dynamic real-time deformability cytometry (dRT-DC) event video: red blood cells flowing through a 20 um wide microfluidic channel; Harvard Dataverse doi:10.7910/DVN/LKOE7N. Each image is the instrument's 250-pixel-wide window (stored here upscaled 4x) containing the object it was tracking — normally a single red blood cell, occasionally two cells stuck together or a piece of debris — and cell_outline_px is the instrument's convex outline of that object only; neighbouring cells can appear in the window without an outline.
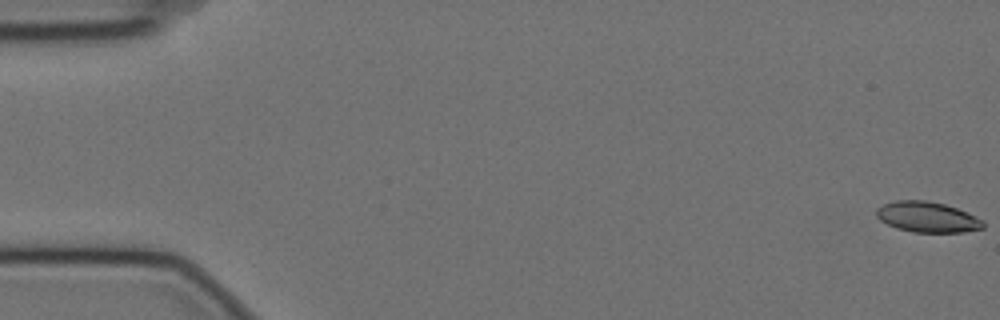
{"species": "Egyptian fruit bat (a non-hibernating species)", "species_latin": "Rousettus aegyptiacus", "temperature_condition": "cold", "stored_images_in_passage": 58, "camera_frame_rate_fps": 3000, "um_per_image_px": 0.085, "animal": {"sex": "female"}, "frame": {"image": 1, "passage_image": 1, "time_ms": 0.0, "image_size_px": [1000, 320], "cell_outline_px": [[984, 228], [964, 232], [912, 232], [896, 228], [880, 220], [876, 216], [876, 208], [884, 204], [896, 200], [924, 200], [944, 204], [956, 208], [976, 216], [984, 220]], "centroid_in_image_um": [78.82, 18.45], "position_along_channel_um": 6.2, "area_um2": 19.02}}
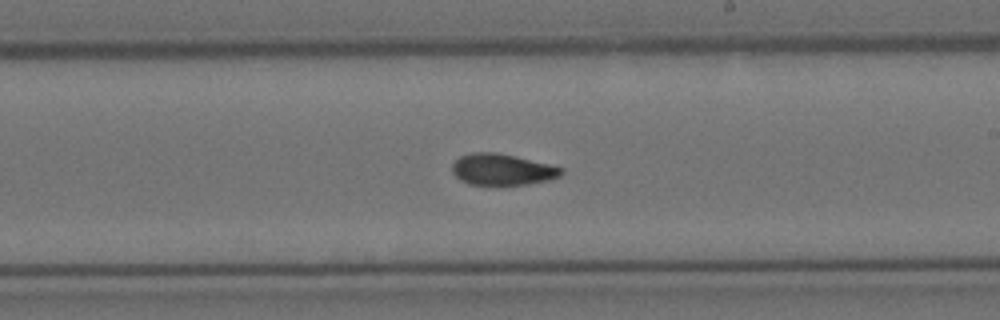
{"frame": {"image": 2, "passage_image": 34, "time_ms": 11.0, "image_size_px": [1000, 320], "cell_outline_px": [[564, 172], [560, 176], [548, 180], [528, 184], [468, 184], [460, 180], [452, 172], [452, 164], [460, 156], [472, 152], [496, 152], [516, 156], [552, 164], [564, 168]], "centroid_in_image_um": [42.71, 14.39], "position_along_channel_um": 246.3, "area_um2": 20.0}}
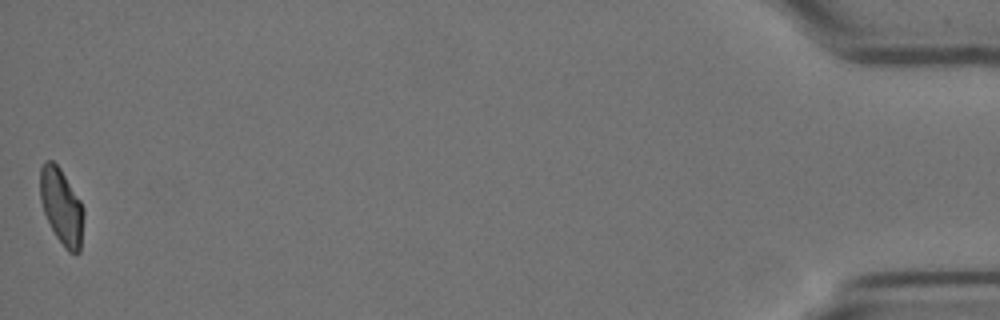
{"frame": {"image": 3, "passage_image": 58, "time_ms": 19.0, "image_size_px": [1000, 320], "cell_outline_px": [[84, 216], [80, 252], [68, 252], [64, 248], [56, 236], [44, 212], [40, 200], [40, 168], [44, 160], [52, 160], [60, 168], [80, 200], [84, 208]], "centroid_in_image_um": [5.23, 17.54], "position_along_channel_um": 430.0, "area_um2": 19.25}, "authors_computed_cell_mechanics": {"area_um2": 19.9988, "velocity_mm_per_s": 3.5078, "shape_relaxation_time_tau1_ms": 10.3516, "shape_relaxation_time_tau2_ms": 2.6898, "deformation_change_tau1": 0.2115, "deformation_change_tau2": 0.0712}}